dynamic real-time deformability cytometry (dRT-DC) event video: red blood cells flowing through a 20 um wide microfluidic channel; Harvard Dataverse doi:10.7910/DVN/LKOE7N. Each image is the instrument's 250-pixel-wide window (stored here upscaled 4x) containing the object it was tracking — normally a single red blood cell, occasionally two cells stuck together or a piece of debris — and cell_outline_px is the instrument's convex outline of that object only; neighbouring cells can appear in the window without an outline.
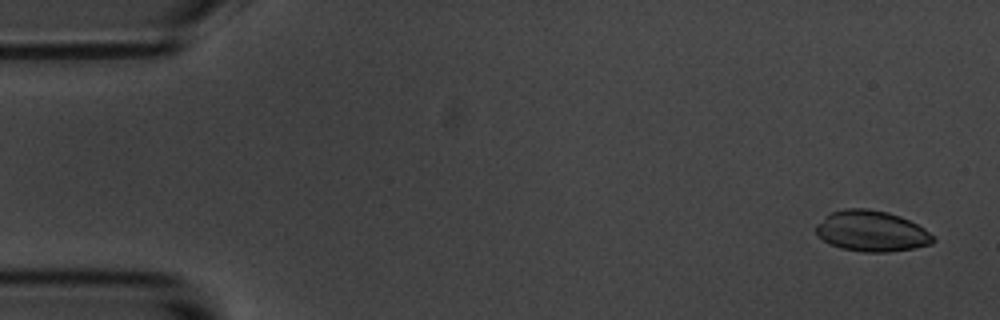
{"species": "common noctule bat (a hibernating species)", "species_latin": "Nyctalus noctula", "temperature_condition": "room temperature", "stored_images_in_passage": 6, "camera_frame_rate_fps": 3000, "um_per_image_px": 0.085, "animal": {"sex": "male", "body_mass_g": 20.1, "forearm_length_mm": 53.5}, "frame": {"image": 1, "passage_image": 1, "time_ms": 0.0, "image_size_px": [1000, 320], "cell_outline_px": [[936, 240], [932, 244], [916, 248], [888, 252], [864, 252], [840, 248], [828, 244], [816, 232], [816, 224], [832, 212], [844, 208], [868, 208], [888, 212], [900, 216], [924, 228]], "centroid_in_image_um": [74.09, 19.65], "position_along_channel_um": 10.9, "area_um2": 27.86}}
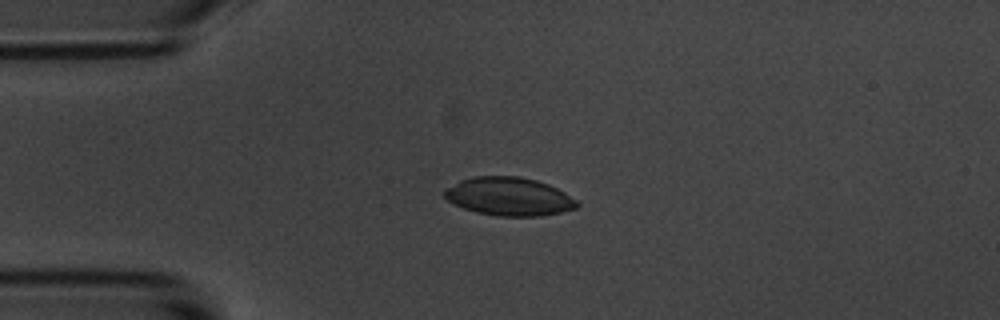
{"frame": {"image": 2, "passage_image": 4, "time_ms": 3.667, "image_size_px": [1000, 320], "cell_outline_px": [[580, 204], [576, 208], [560, 212], [540, 216], [496, 216], [476, 212], [452, 204], [440, 192], [444, 188], [460, 180], [472, 176], [520, 176], [536, 180], [548, 184], [564, 192], [576, 200]], "centroid_in_image_um": [43.21, 16.7], "position_along_channel_um": 41.8, "area_um2": 29.82}}
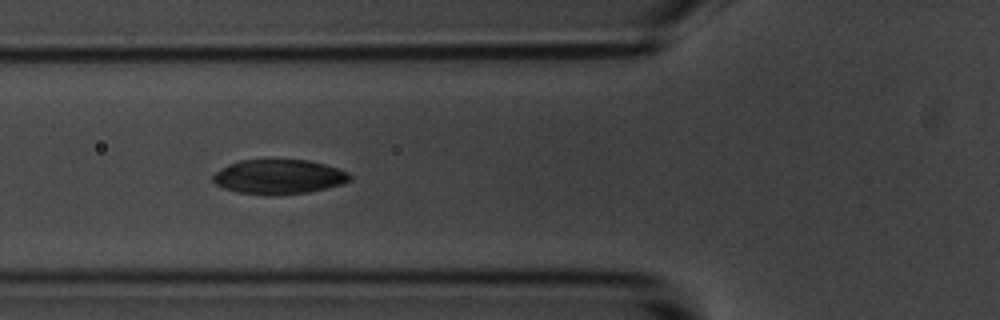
{"frame": {"image": 3, "passage_image": 6, "time_ms": 6.0, "image_size_px": [1000, 320], "cell_outline_px": [[352, 180], [340, 184], [308, 192], [240, 192], [224, 188], [216, 184], [212, 180], [212, 176], [216, 172], [228, 164], [240, 160], [308, 160], [324, 164], [348, 172], [352, 176]], "centroid_in_image_um": [23.71, 14.97], "position_along_channel_um": 102.1, "area_um2": 26.41}}